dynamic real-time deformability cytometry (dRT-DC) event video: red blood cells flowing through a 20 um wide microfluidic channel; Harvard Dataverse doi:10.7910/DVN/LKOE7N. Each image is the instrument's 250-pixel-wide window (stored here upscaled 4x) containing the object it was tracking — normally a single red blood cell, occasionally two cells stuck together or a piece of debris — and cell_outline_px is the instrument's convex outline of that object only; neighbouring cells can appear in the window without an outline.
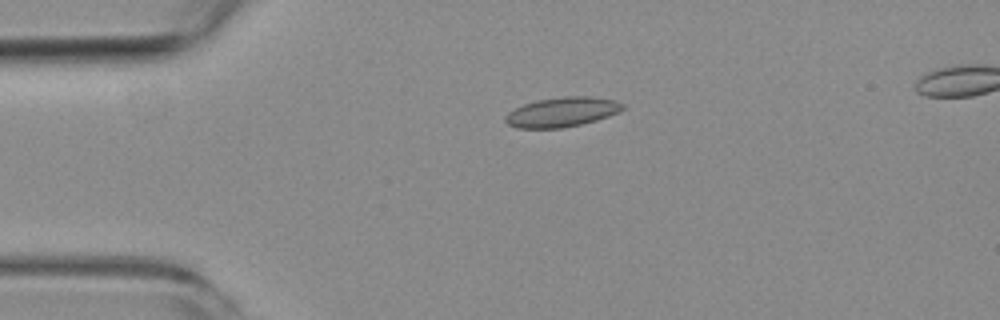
{"species": "common noctule bat (a hibernating species)", "species_latin": "Nyctalus noctula", "temperature_condition": "room temperature", "stored_images_in_passage": 6, "camera_frame_rate_fps": 3000, "um_per_image_px": 0.085, "animal": {"sex": "female", "body_mass_g": 19.3, "forearm_length_mm": 54.1}, "frame": {"image": 1, "passage_image": 4, "time_ms": 3.667, "image_size_px": [1000, 320], "cell_outline_px": [[624, 108], [620, 112], [596, 120], [580, 124], [560, 128], [516, 128], [508, 124], [504, 120], [504, 116], [508, 112], [524, 104], [536, 100], [564, 96], [592, 96], [616, 100], [624, 104]], "centroid_in_image_um": [47.78, 9.51], "position_along_channel_um": 37.2, "area_um2": 20.35}}